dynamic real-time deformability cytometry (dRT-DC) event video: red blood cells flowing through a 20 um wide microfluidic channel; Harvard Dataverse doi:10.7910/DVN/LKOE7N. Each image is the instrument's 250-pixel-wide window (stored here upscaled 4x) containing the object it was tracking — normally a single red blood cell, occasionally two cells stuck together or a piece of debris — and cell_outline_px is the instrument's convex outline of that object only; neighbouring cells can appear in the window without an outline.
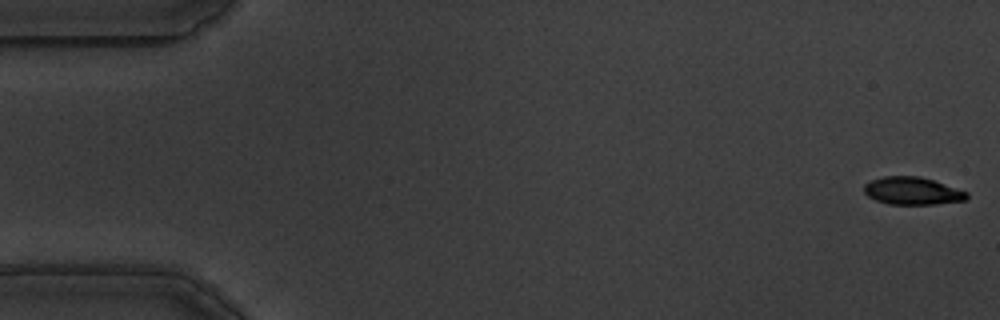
{"species": "common noctule bat (a hibernating species)", "species_latin": "Nyctalus noctula", "temperature_condition": "warm", "stored_images_in_passage": 10, "camera_frame_rate_fps": 3000, "um_per_image_px": 0.085, "animal": {"sex": "male", "body_mass_g": 19.5, "forearm_length_mm": 54.6}, "frame": {"image": 1, "passage_image": 1, "time_ms": 0.0, "image_size_px": [1000, 320], "cell_outline_px": [[968, 200], [936, 204], [888, 204], [876, 200], [868, 196], [864, 192], [864, 184], [872, 180], [884, 176], [920, 176], [968, 192]], "centroid_in_image_um": [77.55, 16.23], "position_along_channel_um": 7.4, "area_um2": 16.47}}